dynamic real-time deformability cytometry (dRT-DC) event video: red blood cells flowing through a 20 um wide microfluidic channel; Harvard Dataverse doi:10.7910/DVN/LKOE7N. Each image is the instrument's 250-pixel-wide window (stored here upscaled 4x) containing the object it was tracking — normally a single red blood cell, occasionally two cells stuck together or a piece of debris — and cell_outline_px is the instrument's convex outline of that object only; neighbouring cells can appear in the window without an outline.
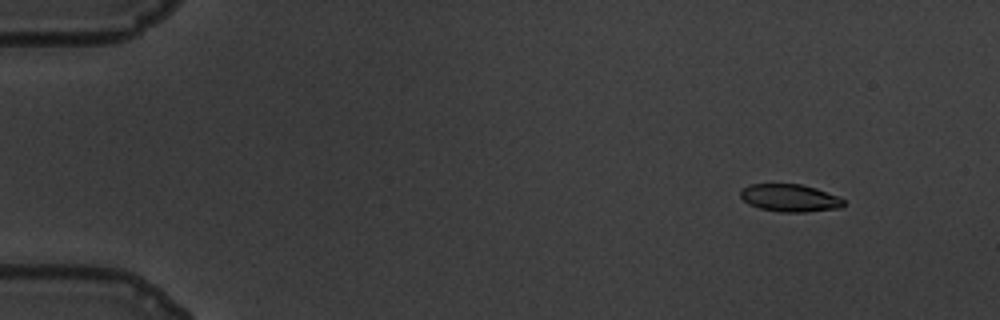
{"species": "common noctule bat (a hibernating species)", "species_latin": "Nyctalus noctula", "temperature_condition": "warm", "stored_images_in_passage": 59, "camera_frame_rate_fps": 3000, "um_per_image_px": 0.085, "animal": {"sex": "male", "body_mass_g": 19.5, "forearm_length_mm": 54.6}, "frame": {"image": 1, "passage_image": 6, "time_ms": 1.667, "image_size_px": [1000, 320], "cell_outline_px": [[844, 204], [840, 208], [804, 212], [780, 212], [760, 208], [748, 204], [740, 196], [740, 192], [748, 184], [800, 184], [816, 188], [840, 196], [844, 200]], "centroid_in_image_um": [67.15, 16.82], "position_along_channel_um": 17.8, "area_um2": 16.59}}
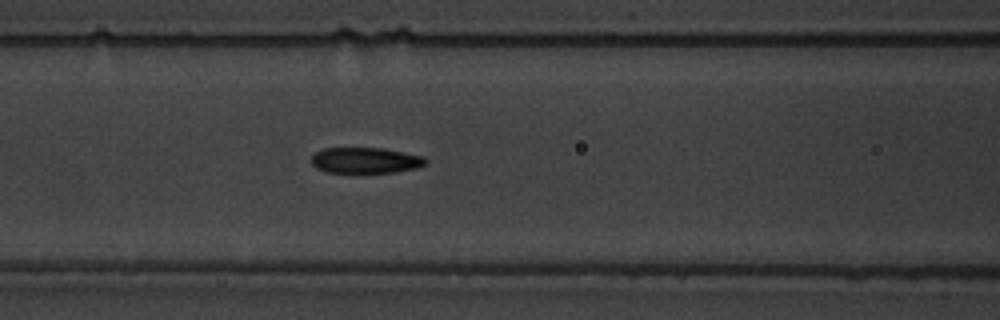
{"frame": {"image": 2, "passage_image": 26, "time_ms": 8.333, "image_size_px": [1000, 320], "cell_outline_px": [[428, 164], [416, 168], [396, 172], [328, 172], [316, 168], [312, 164], [312, 156], [316, 152], [324, 148], [384, 148], [424, 156], [428, 160]], "centroid_in_image_um": [31.11, 13.62], "position_along_channel_um": 135.5, "area_um2": 17.22}}
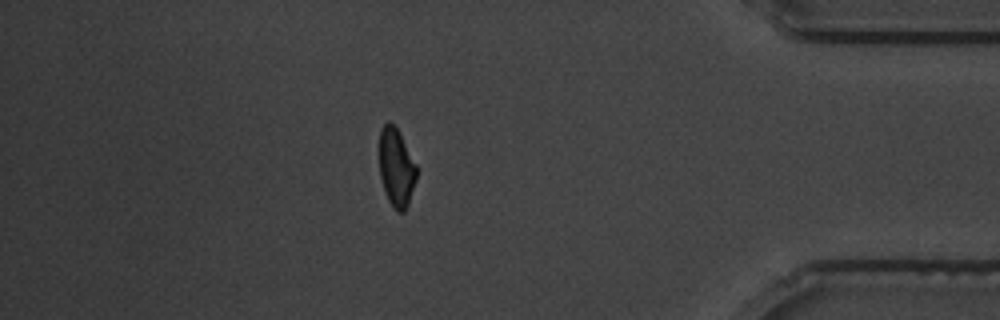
{"frame": {"image": 3, "passage_image": 52, "time_ms": 17.0, "image_size_px": [1000, 320], "cell_outline_px": [[416, 180], [408, 204], [404, 212], [396, 212], [392, 208], [384, 192], [380, 176], [380, 128], [388, 120], [396, 128], [416, 164]], "centroid_in_image_um": [33.67, 14.29], "position_along_channel_um": 401.5, "area_um2": 16.88}, "authors_computed_cell_mechanics": {"area_um2": 17.5712, "velocity_mm_per_s": 3.4526, "shape_relaxation_time_tau1_ms": 4.2198, "shape_relaxation_time_tau2_ms": 2.8956, "deformation_change_tau1": 0.141, "deformation_change_tau2": 0.1018}}